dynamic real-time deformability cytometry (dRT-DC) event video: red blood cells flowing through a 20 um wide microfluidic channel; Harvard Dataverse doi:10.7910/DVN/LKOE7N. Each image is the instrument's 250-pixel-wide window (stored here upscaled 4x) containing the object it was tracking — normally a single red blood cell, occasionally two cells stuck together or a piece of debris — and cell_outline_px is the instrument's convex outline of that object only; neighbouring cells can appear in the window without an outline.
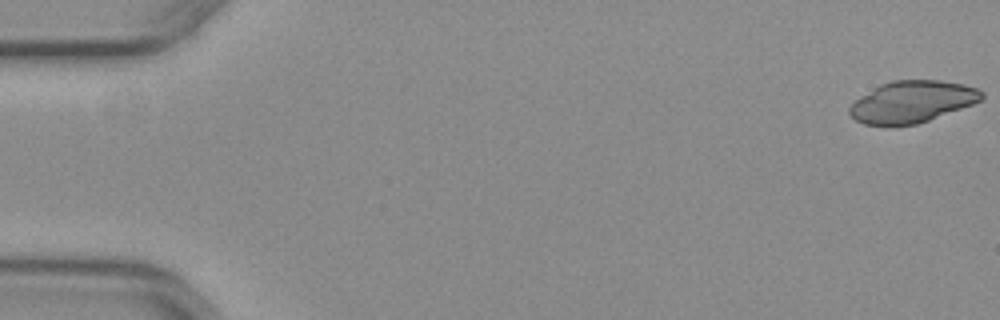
{"species": "common noctule bat (a hibernating species)", "species_latin": "Nyctalus noctula", "temperature_condition": "warm", "stored_images_in_passage": 52, "camera_frame_rate_fps": 3000, "um_per_image_px": 0.085, "animal": {"sex": "female", "body_mass_g": 29.2, "forearm_length_mm": 56.3}, "frame": {"image": 1, "passage_image": 1, "time_ms": 0.0, "image_size_px": [1000, 320], "cell_outline_px": [[984, 96], [980, 100], [972, 104], [928, 120], [916, 124], [864, 124], [856, 120], [848, 112], [848, 108], [860, 96], [880, 84], [892, 80], [940, 80], [964, 84], [976, 88], [984, 92]], "centroid_in_image_um": [77.53, 8.62], "position_along_channel_um": 7.5, "area_um2": 31.67}}
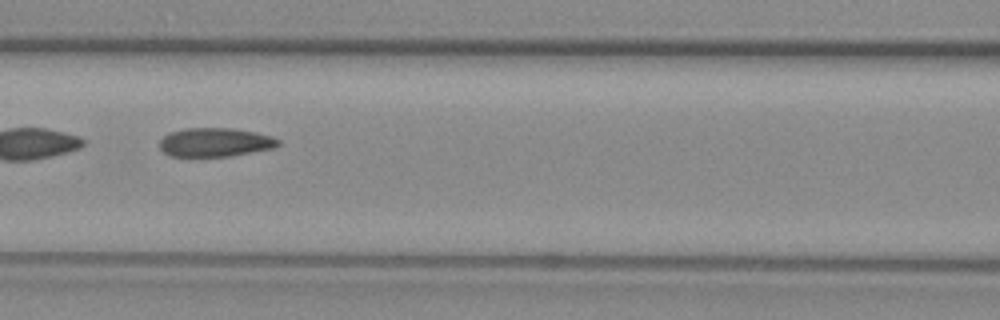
{"frame": {"image": 2, "passage_image": 24, "time_ms": 7.667, "image_size_px": [1000, 320], "cell_outline_px": [[280, 144], [276, 148], [228, 156], [172, 156], [164, 152], [160, 148], [160, 140], [164, 136], [172, 132], [184, 128], [232, 128], [256, 132], [272, 136], [280, 140]], "centroid_in_image_um": [18.33, 12.09], "position_along_channel_um": 148.3, "area_um2": 19.88}, "authors_computed_cell_mechanics": {"area_um2": 20.6346, "velocity_mm_per_s": 3.9888, "shape_relaxation_time_tau1_ms": null, "shape_relaxation_time_tau2_ms": 2.1484, "deformation_change_tau1": null, "deformation_change_tau2": 0.0753}}